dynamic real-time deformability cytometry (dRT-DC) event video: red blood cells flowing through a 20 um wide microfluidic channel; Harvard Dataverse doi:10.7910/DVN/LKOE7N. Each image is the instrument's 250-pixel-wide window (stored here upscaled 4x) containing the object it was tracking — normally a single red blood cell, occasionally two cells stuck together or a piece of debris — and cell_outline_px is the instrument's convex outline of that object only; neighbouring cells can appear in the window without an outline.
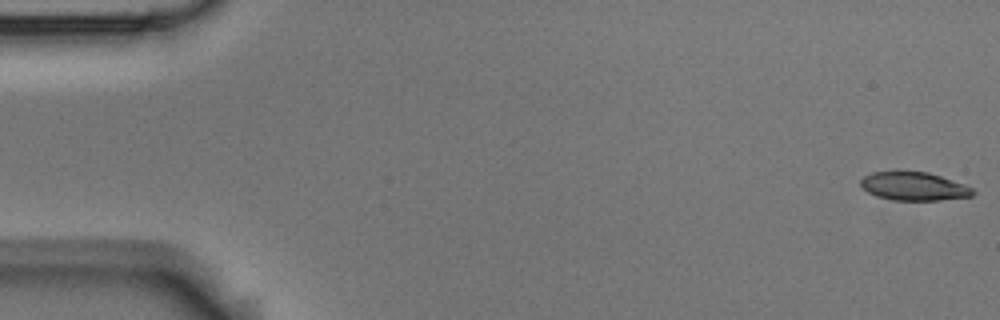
{"species": "Egyptian fruit bat (a non-hibernating species)", "species_latin": "Rousettus aegyptiacus", "temperature_condition": "room temperature", "stored_images_in_passage": 4, "camera_frame_rate_fps": 3000, "um_per_image_px": 0.085, "animal": {"sex": "male"}, "frame": {"image": 1, "passage_image": 1, "time_ms": 0.0, "image_size_px": [1000, 320], "cell_outline_px": [[976, 192], [972, 196], [940, 200], [892, 200], [876, 196], [868, 192], [860, 184], [860, 180], [864, 176], [872, 172], [896, 168], [928, 172], [964, 184], [972, 188]], "centroid_in_image_um": [77.63, 15.79], "position_along_channel_um": 7.4, "area_um2": 19.19}}
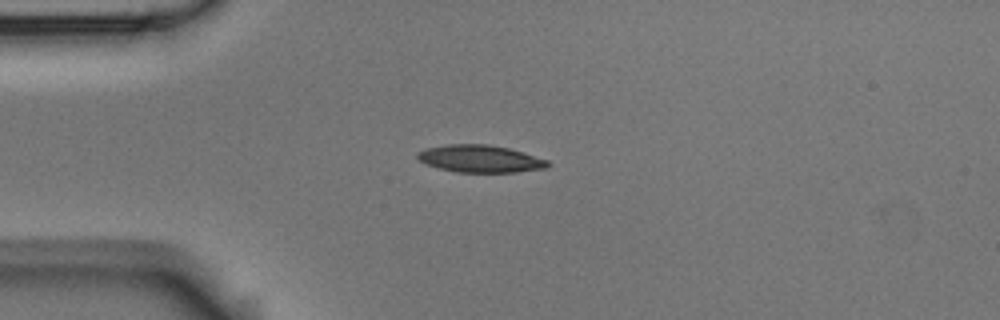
{"frame": {"image": 2, "passage_image": 4, "time_ms": 1.0, "image_size_px": [1000, 320], "cell_outline_px": [[552, 164], [548, 168], [516, 172], [456, 172], [440, 168], [428, 164], [420, 160], [416, 156], [416, 152], [428, 148], [448, 144], [488, 144], [508, 148], [548, 160]], "centroid_in_image_um": [40.85, 13.49], "position_along_channel_um": 44.2, "area_um2": 20.63}}